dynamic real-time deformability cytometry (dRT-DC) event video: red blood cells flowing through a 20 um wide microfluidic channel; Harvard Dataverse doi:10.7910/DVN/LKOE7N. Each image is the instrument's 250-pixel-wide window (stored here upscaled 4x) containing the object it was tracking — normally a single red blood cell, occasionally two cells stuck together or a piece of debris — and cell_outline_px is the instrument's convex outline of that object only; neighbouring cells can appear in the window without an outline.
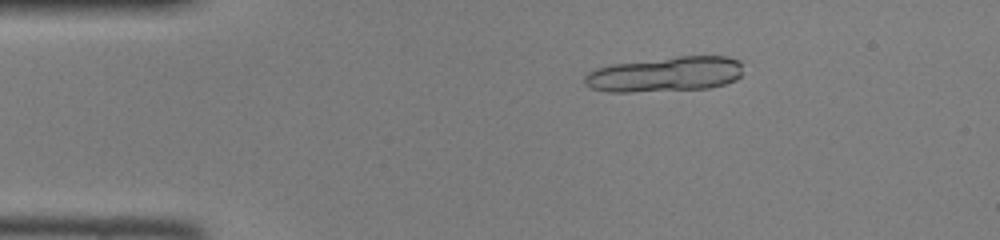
{"species": "common noctule bat (a hibernating species)", "species_latin": "Nyctalus noctula", "temperature_condition": "room temperature", "stored_images_in_passage": 15, "camera_frame_rate_fps": 3000, "um_per_image_px": 0.085, "animal": {"sex": "female", "body_mass_g": 22.0, "forearm_length_mm": 56.7}, "frame": {"image": 1, "passage_image": 3, "time_ms": 0.667, "image_size_px": [1000, 240], "cell_outline_px": [[740, 76], [736, 80], [724, 84], [708, 88], [632, 92], [608, 92], [592, 88], [584, 84], [584, 76], [588, 72], [596, 68], [612, 64], [676, 56], [728, 56], [740, 60]], "centroid_in_image_um": [56.52, 6.31], "position_along_channel_um": 28.5, "area_um2": 32.43}}